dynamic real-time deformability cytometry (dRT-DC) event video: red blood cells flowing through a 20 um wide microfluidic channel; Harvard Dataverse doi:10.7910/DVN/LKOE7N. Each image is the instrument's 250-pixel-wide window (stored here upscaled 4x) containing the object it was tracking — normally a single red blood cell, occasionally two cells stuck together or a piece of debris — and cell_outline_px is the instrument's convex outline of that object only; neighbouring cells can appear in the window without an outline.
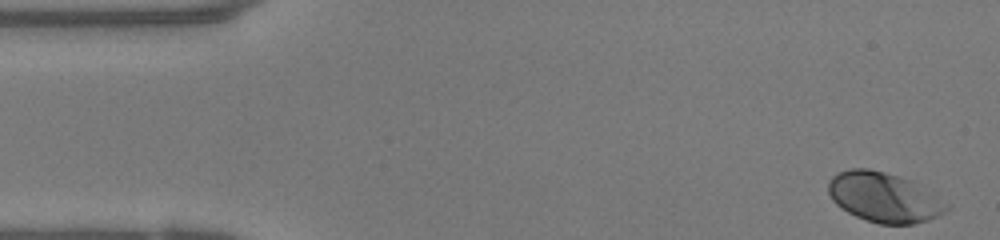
{"species": "human", "species_latin": "Homo sapiens", "temperature_condition": "warm", "stored_images_in_passage": 41, "camera_frame_rate_fps": 3000, "um_per_image_px": 0.085, "donor": {"sex": "female"}, "frame": {"image": 1, "passage_image": 1, "time_ms": 0.0, "image_size_px": [1000, 240], "cell_outline_px": [[952, 208], [928, 220], [912, 224], [880, 224], [856, 216], [840, 208], [832, 200], [828, 192], [828, 180], [836, 172], [848, 168], [868, 168], [884, 172], [912, 180], [952, 204]], "centroid_in_image_um": [75.16, 16.76], "position_along_channel_um": 9.8, "area_um2": 34.74}}
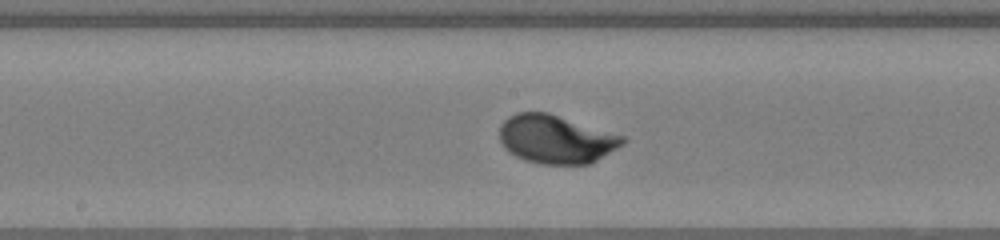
{"frame": {"image": 2, "passage_image": 24, "time_ms": 7.667, "image_size_px": [1000, 240], "cell_outline_px": [[628, 140], [624, 144], [596, 160], [588, 164], [540, 164], [524, 160], [508, 152], [504, 148], [500, 140], [500, 124], [508, 116], [516, 112], [548, 112], [624, 136]], "centroid_in_image_um": [47.23, 11.83], "position_along_channel_um": 201.0, "area_um2": 34.85}}
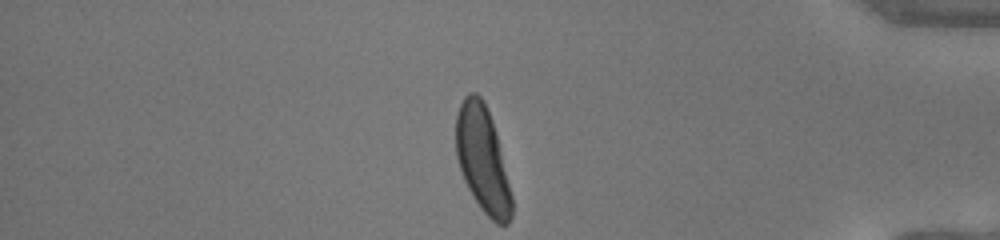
{"frame": {"image": 3, "passage_image": 41, "time_ms": 13.333, "image_size_px": [1000, 240], "cell_outline_px": [[512, 216], [508, 224], [496, 224], [480, 208], [472, 196], [464, 180], [456, 156], [456, 112], [464, 96], [468, 92], [476, 92], [484, 100], [492, 120], [496, 132], [512, 196]], "centroid_in_image_um": [41.01, 13.53], "position_along_channel_um": 394.2, "area_um2": 34.45}, "authors_computed_cell_mechanics": {"area_um2": 33.5818, "velocity_mm_per_s": 4.0454, "shape_relaxation_time_tau1_ms": 1.879, "shape_relaxation_time_tau2_ms": null, "deformation_change_tau1": 0.1317, "deformation_change_tau2": null}}